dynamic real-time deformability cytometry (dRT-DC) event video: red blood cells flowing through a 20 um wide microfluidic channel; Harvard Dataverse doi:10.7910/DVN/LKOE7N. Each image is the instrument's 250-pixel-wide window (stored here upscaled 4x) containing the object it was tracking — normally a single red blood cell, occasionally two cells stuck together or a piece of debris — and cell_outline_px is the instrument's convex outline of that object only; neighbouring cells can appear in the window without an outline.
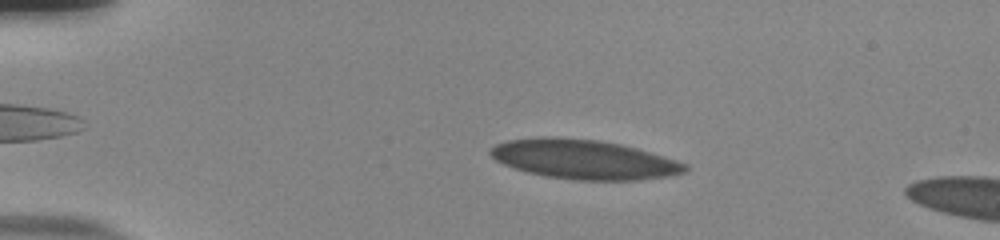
{"species": "human", "species_latin": "Homo sapiens", "temperature_condition": "room temperature", "stored_images_in_passage": 54, "camera_frame_rate_fps": 3000, "um_per_image_px": 0.085, "donor": {"sex": "male"}, "frame": {"image": 1, "passage_image": 11, "time_ms": 3.333, "image_size_px": [1000, 240], "cell_outline_px": [[688, 168], [684, 172], [668, 176], [640, 180], [572, 180], [548, 176], [528, 172], [504, 164], [496, 160], [488, 152], [496, 144], [508, 140], [540, 136], [556, 136], [596, 140], [620, 144], [636, 148], [684, 164]], "centroid_in_image_um": [49.57, 13.54], "position_along_channel_um": 35.4, "area_um2": 44.22}}
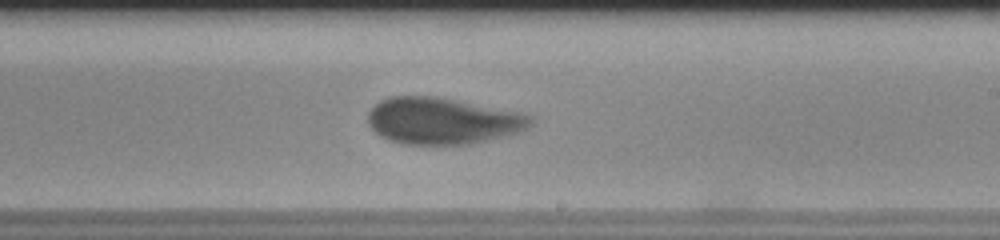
{"frame": {"image": 2, "passage_image": 33, "time_ms": 10.667, "image_size_px": [1000, 240], "cell_outline_px": [[532, 124], [520, 132], [472, 144], [400, 144], [388, 140], [380, 136], [368, 124], [368, 112], [380, 100], [388, 96], [432, 96], [456, 100], [520, 112], [532, 116]], "centroid_in_image_um": [37.59, 10.28], "position_along_channel_um": 251.4, "area_um2": 44.16}}
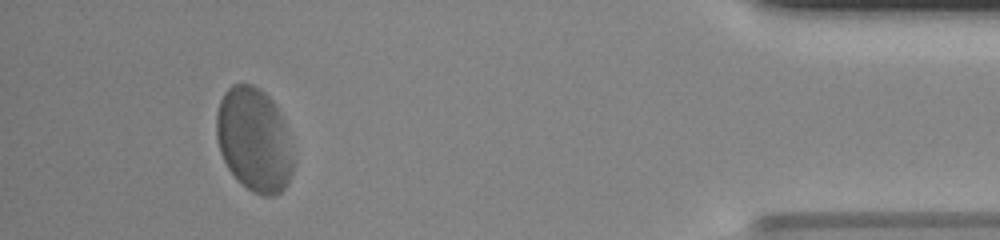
{"frame": {"image": 3, "passage_image": 50, "time_ms": 16.333, "image_size_px": [1000, 240], "cell_outline_px": [[292, 172], [288, 184], [276, 196], [264, 196], [252, 192], [228, 168], [220, 152], [216, 136], [216, 112], [220, 100], [224, 92], [232, 84], [252, 84], [264, 92], [276, 104], [284, 120], [292, 156]], "centroid_in_image_um": [21.59, 11.86], "position_along_channel_um": 413.6, "area_um2": 46.41}, "authors_computed_cell_mechanics": {"area_um2": 44.1592, "velocity_mm_per_s": 3.7648, "shape_relaxation_time_tau1_ms": 3.077, "shape_relaxation_time_tau2_ms": null, "deformation_change_tau1": 0.1102, "deformation_change_tau2": null}}